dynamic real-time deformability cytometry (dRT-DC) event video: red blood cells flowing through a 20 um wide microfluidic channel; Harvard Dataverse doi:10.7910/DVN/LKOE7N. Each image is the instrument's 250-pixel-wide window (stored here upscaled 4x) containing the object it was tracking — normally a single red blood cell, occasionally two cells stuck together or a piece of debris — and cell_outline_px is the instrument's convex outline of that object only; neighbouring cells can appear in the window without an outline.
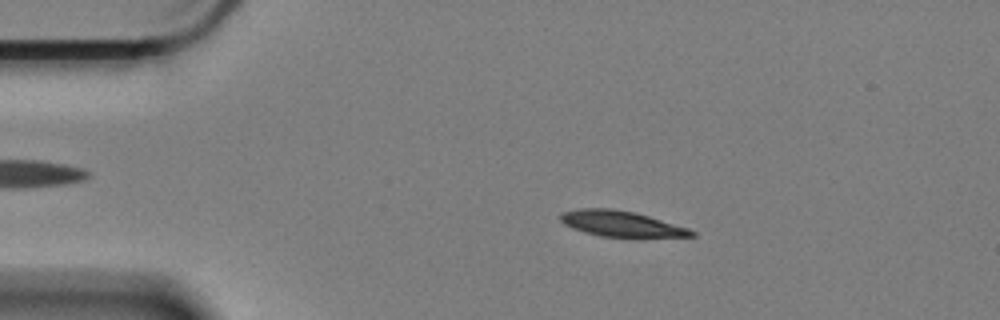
{"species": "Egyptian fruit bat (a non-hibernating species)", "species_latin": "Rousettus aegyptiacus", "temperature_condition": "cold", "stored_images_in_passage": 58, "camera_frame_rate_fps": 3000, "um_per_image_px": 0.085, "animal": {"sex": "female"}, "frame": {"image": 1, "passage_image": 10, "time_ms": 3.0, "image_size_px": [1000, 320], "cell_outline_px": [[696, 236], [636, 240], [600, 236], [584, 232], [572, 228], [564, 224], [560, 220], [560, 212], [580, 208], [612, 208], [636, 212], [688, 228], [696, 232]], "centroid_in_image_um": [52.87, 19.07], "position_along_channel_um": 32.1, "area_um2": 20.75}}
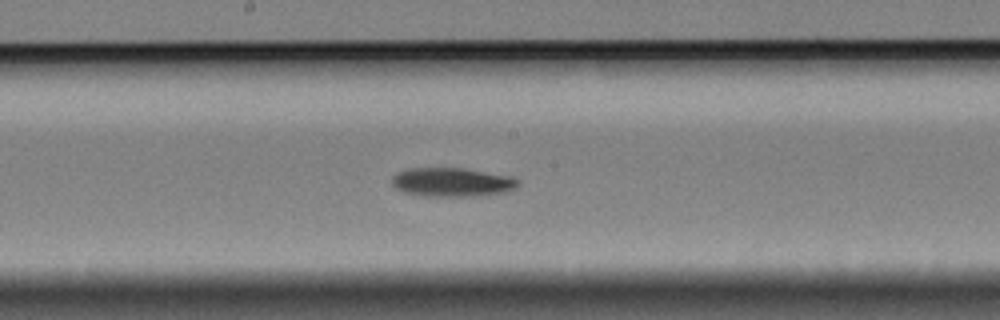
{"frame": {"image": 2, "passage_image": 30, "time_ms": 9.667, "image_size_px": [1000, 320], "cell_outline_px": [[520, 184], [516, 188], [504, 192], [484, 196], [428, 196], [404, 192], [396, 188], [392, 184], [392, 176], [396, 172], [408, 168], [464, 168], [512, 176], [520, 180]], "centroid_in_image_um": [38.46, 15.48], "position_along_channel_um": 209.7, "area_um2": 21.5}}
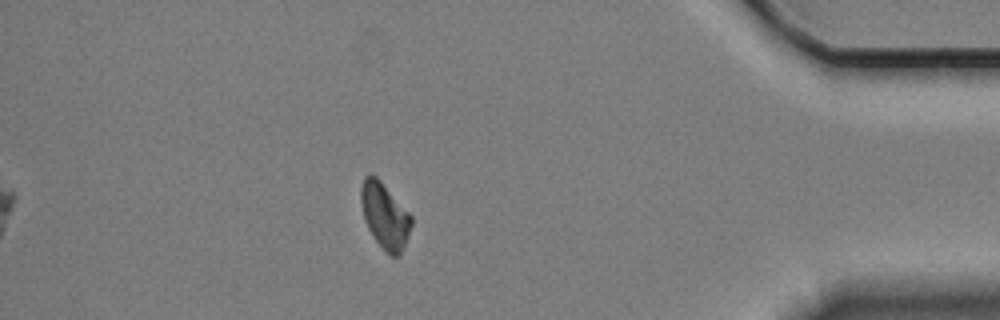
{"frame": {"image": 3, "passage_image": 51, "time_ms": 16.667, "image_size_px": [1000, 320], "cell_outline_px": [[412, 224], [408, 236], [400, 252], [396, 256], [392, 256], [376, 240], [368, 228], [364, 220], [360, 200], [360, 188], [364, 176], [368, 172], [372, 172], [380, 180], [412, 216]], "centroid_in_image_um": [32.67, 18.25], "position_along_channel_um": 402.5, "area_um2": 19.02}, "authors_computed_cell_mechanics": {"area_um2": 20.1433, "velocity_mm_per_s": 3.3272, "shape_relaxation_time_tau1_ms": 5.6415, "shape_relaxation_time_tau2_ms": null, "deformation_change_tau1": 0.1292, "deformation_change_tau2": null}}